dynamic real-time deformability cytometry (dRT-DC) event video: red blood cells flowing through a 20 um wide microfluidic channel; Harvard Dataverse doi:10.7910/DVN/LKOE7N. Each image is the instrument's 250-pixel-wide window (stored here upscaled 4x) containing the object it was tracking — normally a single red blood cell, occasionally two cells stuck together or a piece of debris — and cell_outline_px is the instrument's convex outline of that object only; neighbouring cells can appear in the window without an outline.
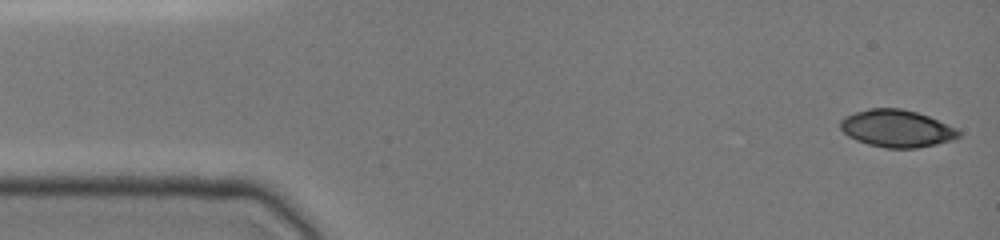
{"species": "common noctule bat (a hibernating species)", "species_latin": "Nyctalus noctula", "temperature_condition": "cold", "stored_images_in_passage": 12, "camera_frame_rate_fps": 3000, "um_per_image_px": 0.085, "animal": {"sex": "female", "body_mass_g": 19.0, "forearm_length_mm": 51.5}, "frame": {"image": 1, "passage_image": 1, "time_ms": 0.0, "image_size_px": [1000, 240], "cell_outline_px": [[960, 136], [952, 140], [936, 144], [916, 148], [888, 148], [868, 144], [856, 140], [848, 136], [840, 128], [840, 120], [844, 116], [868, 108], [900, 108], [916, 112], [928, 116], [956, 128], [960, 132]], "centroid_in_image_um": [76.2, 10.92], "position_along_channel_um": 8.8, "area_um2": 25.61}}